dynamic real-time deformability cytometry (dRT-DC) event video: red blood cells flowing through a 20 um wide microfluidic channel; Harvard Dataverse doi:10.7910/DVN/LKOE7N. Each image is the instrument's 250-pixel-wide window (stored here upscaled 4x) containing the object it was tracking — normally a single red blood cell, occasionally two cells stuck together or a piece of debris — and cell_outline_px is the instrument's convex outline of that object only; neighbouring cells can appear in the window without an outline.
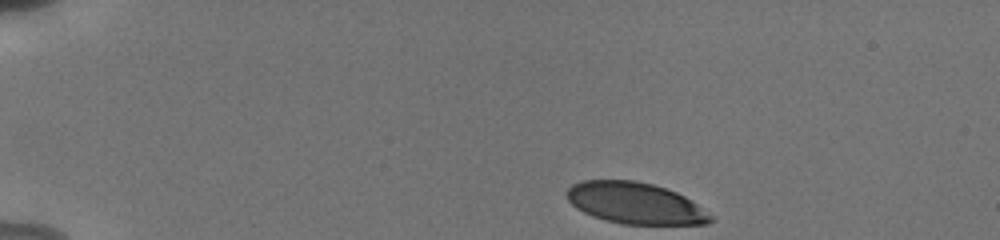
{"species": "human", "species_latin": "Homo sapiens", "temperature_condition": "cold", "stored_images_in_passage": 40, "camera_frame_rate_fps": 3000, "um_per_image_px": 0.085, "donor": {"sex": "male"}, "frame": {"image": 1, "passage_image": 1, "time_ms": 0.0, "image_size_px": [1000, 240], "cell_outline_px": [[716, 216], [708, 224], [620, 224], [604, 220], [592, 216], [576, 208], [568, 200], [564, 192], [572, 184], [584, 180], [632, 180], [652, 184], [676, 192], [684, 196]], "centroid_in_image_um": [53.99, 17.28], "position_along_channel_um": 31.0, "area_um2": 34.85}}
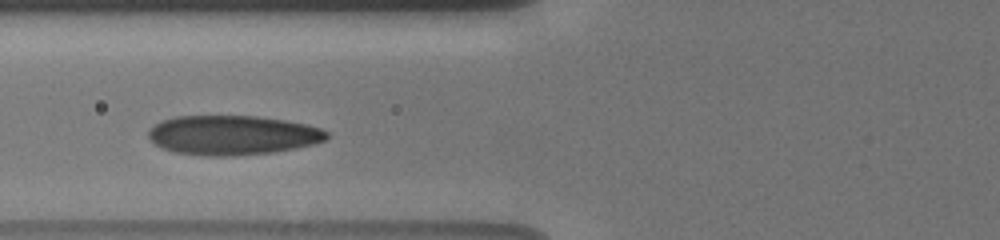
{"frame": {"image": 2, "passage_image": 14, "time_ms": 4.333, "image_size_px": [1000, 240], "cell_outline_px": [[328, 136], [324, 140], [312, 144], [296, 148], [272, 152], [232, 156], [208, 156], [176, 152], [164, 148], [156, 144], [148, 136], [148, 128], [160, 120], [176, 116], [256, 116], [284, 120], [304, 124], [320, 128], [328, 132]], "centroid_in_image_um": [19.73, 11.48], "position_along_channel_um": 106.1, "area_um2": 40.86}}
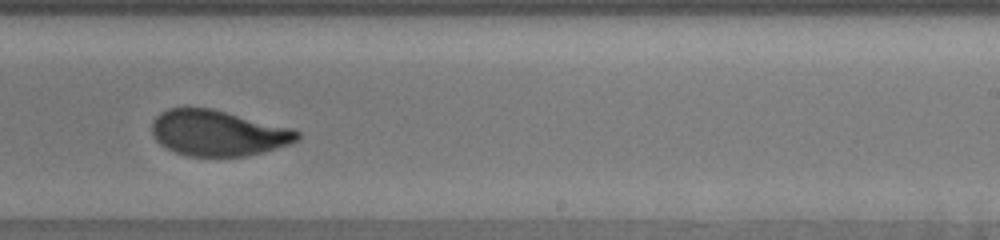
{"frame": {"image": 3, "passage_image": 27, "time_ms": 8.667, "image_size_px": [1000, 240], "cell_outline_px": [[300, 140], [292, 144], [264, 152], [244, 156], [188, 156], [172, 152], [160, 144], [152, 136], [152, 120], [160, 112], [168, 108], [212, 108], [296, 128], [300, 132]], "centroid_in_image_um": [18.57, 11.31], "position_along_channel_um": 270.4, "area_um2": 39.48}, "authors_computed_cell_mechanics": {"area_um2": 39.4196, "velocity_mm_per_s": 3.8065, "shape_relaxation_time_tau1_ms": 3.5164, "shape_relaxation_time_tau2_ms": null, "deformation_change_tau1": 0.163, "deformation_change_tau2": null}}